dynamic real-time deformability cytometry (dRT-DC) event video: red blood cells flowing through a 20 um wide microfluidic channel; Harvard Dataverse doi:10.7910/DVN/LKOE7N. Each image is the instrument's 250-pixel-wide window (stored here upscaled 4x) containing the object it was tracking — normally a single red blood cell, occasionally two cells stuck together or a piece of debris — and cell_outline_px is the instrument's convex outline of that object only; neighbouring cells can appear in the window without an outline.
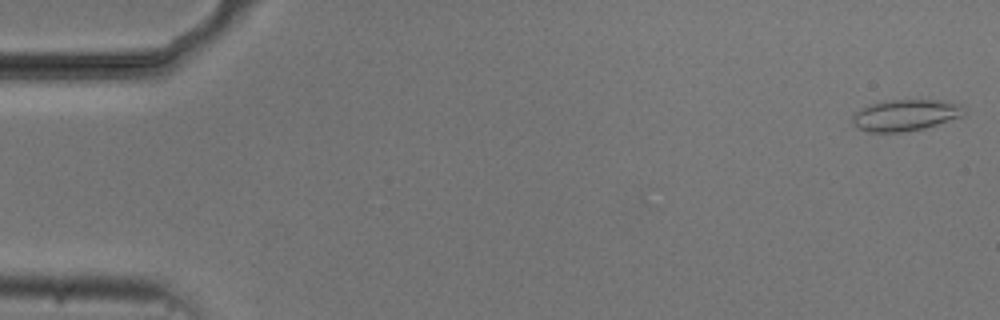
{"species": "common noctule bat (a hibernating species)", "species_latin": "Nyctalus noctula", "temperature_condition": "cold", "stored_images_in_passage": 54, "camera_frame_rate_fps": 3000, "um_per_image_px": 0.085, "animal": {"sex": "male", "body_mass_g": 20.5, "forearm_length_mm": 52.5}, "frame": {"image": 1, "passage_image": 1, "time_ms": 0.0, "image_size_px": [1000, 320], "cell_outline_px": [[968, 112], [964, 116], [924, 128], [900, 132], [868, 132], [856, 128], [852, 124], [852, 116], [856, 112], [872, 104], [884, 100], [944, 100], [960, 104]], "centroid_in_image_um": [76.99, 9.79], "position_along_channel_um": 8.0, "area_um2": 20.52}}
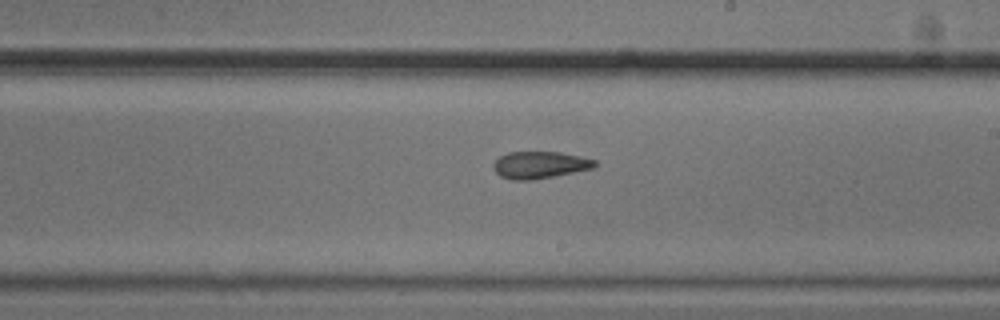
{"frame": {"image": 2, "passage_image": 31, "time_ms": 10.0, "image_size_px": [1000, 320], "cell_outline_px": [[600, 164], [592, 168], [532, 180], [512, 180], [500, 176], [492, 168], [492, 164], [500, 156], [508, 152], [560, 152], [580, 156], [596, 160]], "centroid_in_image_um": [45.87, 14.01], "position_along_channel_um": 243.1, "area_um2": 15.95}}
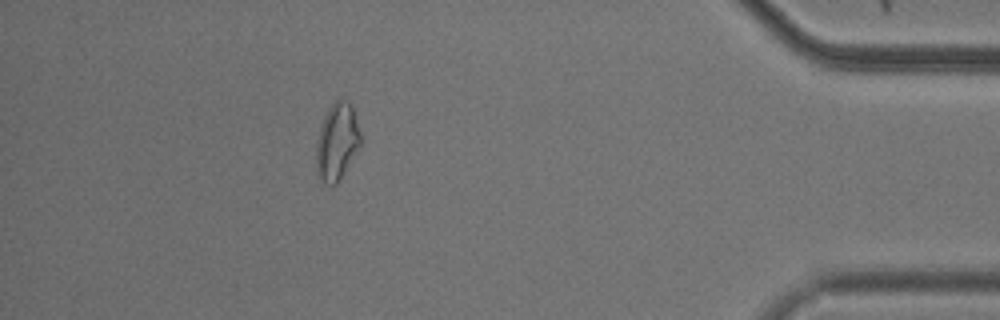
{"frame": {"image": 3, "passage_image": 48, "time_ms": 15.667, "image_size_px": [1000, 320], "cell_outline_px": [[360, 144], [340, 180], [336, 184], [324, 184], [316, 172], [316, 144], [320, 128], [324, 116], [332, 104], [336, 100], [348, 100], [352, 104], [360, 132]], "centroid_in_image_um": [28.63, 12.05], "position_along_channel_um": 406.6, "area_um2": 19.71}, "authors_computed_cell_mechanics": {"area_um2": 17.8024, "velocity_mm_per_s": 3.7257, "shape_relaxation_time_tau1_ms": 3.175, "shape_relaxation_time_tau2_ms": 2.3725, "deformation_change_tau1": 0.0821, "deformation_change_tau2": 0.0761}}